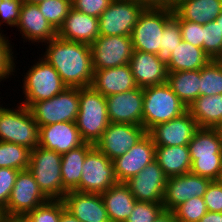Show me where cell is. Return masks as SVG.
<instances>
[{
  "label": "cell",
  "mask_w": 222,
  "mask_h": 222,
  "mask_svg": "<svg viewBox=\"0 0 222 222\" xmlns=\"http://www.w3.org/2000/svg\"><path fill=\"white\" fill-rule=\"evenodd\" d=\"M47 44L42 56L58 72L67 87L91 86L94 70L89 44L66 41L58 36Z\"/></svg>",
  "instance_id": "6da1fadb"
},
{
  "label": "cell",
  "mask_w": 222,
  "mask_h": 222,
  "mask_svg": "<svg viewBox=\"0 0 222 222\" xmlns=\"http://www.w3.org/2000/svg\"><path fill=\"white\" fill-rule=\"evenodd\" d=\"M190 172L218 181L222 170V140L214 128L199 127L188 144Z\"/></svg>",
  "instance_id": "7a4b0ae2"
},
{
  "label": "cell",
  "mask_w": 222,
  "mask_h": 222,
  "mask_svg": "<svg viewBox=\"0 0 222 222\" xmlns=\"http://www.w3.org/2000/svg\"><path fill=\"white\" fill-rule=\"evenodd\" d=\"M79 111L76 126L84 142L96 144L110 120L106 98L91 86L79 88Z\"/></svg>",
  "instance_id": "3957f363"
},
{
  "label": "cell",
  "mask_w": 222,
  "mask_h": 222,
  "mask_svg": "<svg viewBox=\"0 0 222 222\" xmlns=\"http://www.w3.org/2000/svg\"><path fill=\"white\" fill-rule=\"evenodd\" d=\"M187 111L188 108L167 83L143 88V127L147 132Z\"/></svg>",
  "instance_id": "277c9868"
},
{
  "label": "cell",
  "mask_w": 222,
  "mask_h": 222,
  "mask_svg": "<svg viewBox=\"0 0 222 222\" xmlns=\"http://www.w3.org/2000/svg\"><path fill=\"white\" fill-rule=\"evenodd\" d=\"M0 141L34 150L39 146V126L25 105L16 109L0 105Z\"/></svg>",
  "instance_id": "5b68a950"
},
{
  "label": "cell",
  "mask_w": 222,
  "mask_h": 222,
  "mask_svg": "<svg viewBox=\"0 0 222 222\" xmlns=\"http://www.w3.org/2000/svg\"><path fill=\"white\" fill-rule=\"evenodd\" d=\"M22 82L25 100L19 104L26 107L35 102L51 99L67 88L58 72L43 57L29 68Z\"/></svg>",
  "instance_id": "8992f818"
},
{
  "label": "cell",
  "mask_w": 222,
  "mask_h": 222,
  "mask_svg": "<svg viewBox=\"0 0 222 222\" xmlns=\"http://www.w3.org/2000/svg\"><path fill=\"white\" fill-rule=\"evenodd\" d=\"M172 16L171 8L146 7L130 35L133 50L157 55L162 47L164 26Z\"/></svg>",
  "instance_id": "52a82bcc"
},
{
  "label": "cell",
  "mask_w": 222,
  "mask_h": 222,
  "mask_svg": "<svg viewBox=\"0 0 222 222\" xmlns=\"http://www.w3.org/2000/svg\"><path fill=\"white\" fill-rule=\"evenodd\" d=\"M61 160L62 155L53 150L40 146L31 150L28 170L33 174L42 193L51 200L63 198Z\"/></svg>",
  "instance_id": "ba28073f"
},
{
  "label": "cell",
  "mask_w": 222,
  "mask_h": 222,
  "mask_svg": "<svg viewBox=\"0 0 222 222\" xmlns=\"http://www.w3.org/2000/svg\"><path fill=\"white\" fill-rule=\"evenodd\" d=\"M79 87H67L51 99L32 103L28 109L39 127L75 122L79 111Z\"/></svg>",
  "instance_id": "9c48e42d"
},
{
  "label": "cell",
  "mask_w": 222,
  "mask_h": 222,
  "mask_svg": "<svg viewBox=\"0 0 222 222\" xmlns=\"http://www.w3.org/2000/svg\"><path fill=\"white\" fill-rule=\"evenodd\" d=\"M146 6L136 0H112L98 17L102 36H130Z\"/></svg>",
  "instance_id": "30bf717a"
},
{
  "label": "cell",
  "mask_w": 222,
  "mask_h": 222,
  "mask_svg": "<svg viewBox=\"0 0 222 222\" xmlns=\"http://www.w3.org/2000/svg\"><path fill=\"white\" fill-rule=\"evenodd\" d=\"M93 70L129 64L133 54L131 36L100 35L91 45Z\"/></svg>",
  "instance_id": "8fae6325"
},
{
  "label": "cell",
  "mask_w": 222,
  "mask_h": 222,
  "mask_svg": "<svg viewBox=\"0 0 222 222\" xmlns=\"http://www.w3.org/2000/svg\"><path fill=\"white\" fill-rule=\"evenodd\" d=\"M117 182L112 161L94 147L82 166L80 192L101 194Z\"/></svg>",
  "instance_id": "7c38bea8"
},
{
  "label": "cell",
  "mask_w": 222,
  "mask_h": 222,
  "mask_svg": "<svg viewBox=\"0 0 222 222\" xmlns=\"http://www.w3.org/2000/svg\"><path fill=\"white\" fill-rule=\"evenodd\" d=\"M49 199L39 189L33 174L28 170L19 171L11 191L4 215H26Z\"/></svg>",
  "instance_id": "4fadbf2b"
},
{
  "label": "cell",
  "mask_w": 222,
  "mask_h": 222,
  "mask_svg": "<svg viewBox=\"0 0 222 222\" xmlns=\"http://www.w3.org/2000/svg\"><path fill=\"white\" fill-rule=\"evenodd\" d=\"M147 131L143 126L126 123H109L101 138L94 145L111 161L125 154Z\"/></svg>",
  "instance_id": "5bb4252c"
},
{
  "label": "cell",
  "mask_w": 222,
  "mask_h": 222,
  "mask_svg": "<svg viewBox=\"0 0 222 222\" xmlns=\"http://www.w3.org/2000/svg\"><path fill=\"white\" fill-rule=\"evenodd\" d=\"M168 177L156 160L125 183L137 201L162 203Z\"/></svg>",
  "instance_id": "9a60e30c"
},
{
  "label": "cell",
  "mask_w": 222,
  "mask_h": 222,
  "mask_svg": "<svg viewBox=\"0 0 222 222\" xmlns=\"http://www.w3.org/2000/svg\"><path fill=\"white\" fill-rule=\"evenodd\" d=\"M211 180L191 172L169 177L163 198L164 210L173 211L177 206L194 197H204Z\"/></svg>",
  "instance_id": "2e32d148"
},
{
  "label": "cell",
  "mask_w": 222,
  "mask_h": 222,
  "mask_svg": "<svg viewBox=\"0 0 222 222\" xmlns=\"http://www.w3.org/2000/svg\"><path fill=\"white\" fill-rule=\"evenodd\" d=\"M155 147L151 136L146 133L125 154L114 159L112 163L116 180L125 183L155 160Z\"/></svg>",
  "instance_id": "e0dca14e"
},
{
  "label": "cell",
  "mask_w": 222,
  "mask_h": 222,
  "mask_svg": "<svg viewBox=\"0 0 222 222\" xmlns=\"http://www.w3.org/2000/svg\"><path fill=\"white\" fill-rule=\"evenodd\" d=\"M110 123L143 126V88L105 97Z\"/></svg>",
  "instance_id": "ac0fdd59"
},
{
  "label": "cell",
  "mask_w": 222,
  "mask_h": 222,
  "mask_svg": "<svg viewBox=\"0 0 222 222\" xmlns=\"http://www.w3.org/2000/svg\"><path fill=\"white\" fill-rule=\"evenodd\" d=\"M198 128L197 122L187 111L175 119L157 124L147 133L155 146H184L189 144Z\"/></svg>",
  "instance_id": "d6986e66"
},
{
  "label": "cell",
  "mask_w": 222,
  "mask_h": 222,
  "mask_svg": "<svg viewBox=\"0 0 222 222\" xmlns=\"http://www.w3.org/2000/svg\"><path fill=\"white\" fill-rule=\"evenodd\" d=\"M61 200L65 210L81 222H110L101 194L70 191Z\"/></svg>",
  "instance_id": "ffe728a7"
},
{
  "label": "cell",
  "mask_w": 222,
  "mask_h": 222,
  "mask_svg": "<svg viewBox=\"0 0 222 222\" xmlns=\"http://www.w3.org/2000/svg\"><path fill=\"white\" fill-rule=\"evenodd\" d=\"M19 29L23 39L45 45L57 36V30L40 12L38 4L22 3L19 20L15 26ZM44 42V44H43Z\"/></svg>",
  "instance_id": "44dd1931"
},
{
  "label": "cell",
  "mask_w": 222,
  "mask_h": 222,
  "mask_svg": "<svg viewBox=\"0 0 222 222\" xmlns=\"http://www.w3.org/2000/svg\"><path fill=\"white\" fill-rule=\"evenodd\" d=\"M83 143L75 122H61L39 127V146L44 149L53 150L62 155Z\"/></svg>",
  "instance_id": "7402d4cb"
},
{
  "label": "cell",
  "mask_w": 222,
  "mask_h": 222,
  "mask_svg": "<svg viewBox=\"0 0 222 222\" xmlns=\"http://www.w3.org/2000/svg\"><path fill=\"white\" fill-rule=\"evenodd\" d=\"M129 65L137 87L167 83V67L156 54L133 51Z\"/></svg>",
  "instance_id": "603a6c76"
},
{
  "label": "cell",
  "mask_w": 222,
  "mask_h": 222,
  "mask_svg": "<svg viewBox=\"0 0 222 222\" xmlns=\"http://www.w3.org/2000/svg\"><path fill=\"white\" fill-rule=\"evenodd\" d=\"M57 36L66 41L91 45L100 36L98 18L71 8L57 30Z\"/></svg>",
  "instance_id": "cb8c5ba5"
},
{
  "label": "cell",
  "mask_w": 222,
  "mask_h": 222,
  "mask_svg": "<svg viewBox=\"0 0 222 222\" xmlns=\"http://www.w3.org/2000/svg\"><path fill=\"white\" fill-rule=\"evenodd\" d=\"M91 87L104 97L137 88L129 64L94 70Z\"/></svg>",
  "instance_id": "d4e9b609"
},
{
  "label": "cell",
  "mask_w": 222,
  "mask_h": 222,
  "mask_svg": "<svg viewBox=\"0 0 222 222\" xmlns=\"http://www.w3.org/2000/svg\"><path fill=\"white\" fill-rule=\"evenodd\" d=\"M101 197L110 222H125L137 201L124 182L115 183Z\"/></svg>",
  "instance_id": "484cf974"
},
{
  "label": "cell",
  "mask_w": 222,
  "mask_h": 222,
  "mask_svg": "<svg viewBox=\"0 0 222 222\" xmlns=\"http://www.w3.org/2000/svg\"><path fill=\"white\" fill-rule=\"evenodd\" d=\"M94 144L84 142L77 148L62 154L61 179L63 182V197L67 192H80V178L86 155L94 148Z\"/></svg>",
  "instance_id": "4316f807"
},
{
  "label": "cell",
  "mask_w": 222,
  "mask_h": 222,
  "mask_svg": "<svg viewBox=\"0 0 222 222\" xmlns=\"http://www.w3.org/2000/svg\"><path fill=\"white\" fill-rule=\"evenodd\" d=\"M173 13L179 20L204 25L222 13V0H181Z\"/></svg>",
  "instance_id": "83f0119b"
},
{
  "label": "cell",
  "mask_w": 222,
  "mask_h": 222,
  "mask_svg": "<svg viewBox=\"0 0 222 222\" xmlns=\"http://www.w3.org/2000/svg\"><path fill=\"white\" fill-rule=\"evenodd\" d=\"M155 160L168 178L183 175L191 170L188 145L156 146Z\"/></svg>",
  "instance_id": "f1b7e54d"
},
{
  "label": "cell",
  "mask_w": 222,
  "mask_h": 222,
  "mask_svg": "<svg viewBox=\"0 0 222 222\" xmlns=\"http://www.w3.org/2000/svg\"><path fill=\"white\" fill-rule=\"evenodd\" d=\"M210 60L203 48L195 47L182 40L172 51L166 67L168 72L194 71L203 68Z\"/></svg>",
  "instance_id": "f546056e"
},
{
  "label": "cell",
  "mask_w": 222,
  "mask_h": 222,
  "mask_svg": "<svg viewBox=\"0 0 222 222\" xmlns=\"http://www.w3.org/2000/svg\"><path fill=\"white\" fill-rule=\"evenodd\" d=\"M198 127L214 128L222 120V94L199 96L188 107Z\"/></svg>",
  "instance_id": "4dcf8cb0"
},
{
  "label": "cell",
  "mask_w": 222,
  "mask_h": 222,
  "mask_svg": "<svg viewBox=\"0 0 222 222\" xmlns=\"http://www.w3.org/2000/svg\"><path fill=\"white\" fill-rule=\"evenodd\" d=\"M167 84L188 108L200 96V70L168 72Z\"/></svg>",
  "instance_id": "1f68e13d"
},
{
  "label": "cell",
  "mask_w": 222,
  "mask_h": 222,
  "mask_svg": "<svg viewBox=\"0 0 222 222\" xmlns=\"http://www.w3.org/2000/svg\"><path fill=\"white\" fill-rule=\"evenodd\" d=\"M31 150L22 145L0 141V168H13L19 171L29 168Z\"/></svg>",
  "instance_id": "d6a6232c"
},
{
  "label": "cell",
  "mask_w": 222,
  "mask_h": 222,
  "mask_svg": "<svg viewBox=\"0 0 222 222\" xmlns=\"http://www.w3.org/2000/svg\"><path fill=\"white\" fill-rule=\"evenodd\" d=\"M222 94V62L210 60L200 69V96Z\"/></svg>",
  "instance_id": "836d02e7"
},
{
  "label": "cell",
  "mask_w": 222,
  "mask_h": 222,
  "mask_svg": "<svg viewBox=\"0 0 222 222\" xmlns=\"http://www.w3.org/2000/svg\"><path fill=\"white\" fill-rule=\"evenodd\" d=\"M182 41L180 20L173 16L166 22L162 36V47L157 53L158 58L167 65L171 59V53Z\"/></svg>",
  "instance_id": "e575fe53"
},
{
  "label": "cell",
  "mask_w": 222,
  "mask_h": 222,
  "mask_svg": "<svg viewBox=\"0 0 222 222\" xmlns=\"http://www.w3.org/2000/svg\"><path fill=\"white\" fill-rule=\"evenodd\" d=\"M203 50L211 60L222 55V30L214 19L202 25Z\"/></svg>",
  "instance_id": "d590c367"
},
{
  "label": "cell",
  "mask_w": 222,
  "mask_h": 222,
  "mask_svg": "<svg viewBox=\"0 0 222 222\" xmlns=\"http://www.w3.org/2000/svg\"><path fill=\"white\" fill-rule=\"evenodd\" d=\"M43 16L58 30L72 8L71 0H44L38 3Z\"/></svg>",
  "instance_id": "8d00e7d4"
},
{
  "label": "cell",
  "mask_w": 222,
  "mask_h": 222,
  "mask_svg": "<svg viewBox=\"0 0 222 222\" xmlns=\"http://www.w3.org/2000/svg\"><path fill=\"white\" fill-rule=\"evenodd\" d=\"M208 209L203 197H194L177 206L174 210L178 222H199Z\"/></svg>",
  "instance_id": "74e56055"
},
{
  "label": "cell",
  "mask_w": 222,
  "mask_h": 222,
  "mask_svg": "<svg viewBox=\"0 0 222 222\" xmlns=\"http://www.w3.org/2000/svg\"><path fill=\"white\" fill-rule=\"evenodd\" d=\"M65 209L62 200L49 199L44 204L29 211L25 216L30 222H59Z\"/></svg>",
  "instance_id": "f35d334b"
},
{
  "label": "cell",
  "mask_w": 222,
  "mask_h": 222,
  "mask_svg": "<svg viewBox=\"0 0 222 222\" xmlns=\"http://www.w3.org/2000/svg\"><path fill=\"white\" fill-rule=\"evenodd\" d=\"M163 210L162 203L136 201L134 209L125 222H154Z\"/></svg>",
  "instance_id": "ab89813d"
},
{
  "label": "cell",
  "mask_w": 222,
  "mask_h": 222,
  "mask_svg": "<svg viewBox=\"0 0 222 222\" xmlns=\"http://www.w3.org/2000/svg\"><path fill=\"white\" fill-rule=\"evenodd\" d=\"M0 32V82L9 78L15 72V59L12 52V44L9 43V38L5 37ZM8 38V39H6ZM13 54V55H12Z\"/></svg>",
  "instance_id": "60d3db41"
},
{
  "label": "cell",
  "mask_w": 222,
  "mask_h": 222,
  "mask_svg": "<svg viewBox=\"0 0 222 222\" xmlns=\"http://www.w3.org/2000/svg\"><path fill=\"white\" fill-rule=\"evenodd\" d=\"M18 173L19 170L13 168H0V210L2 211L7 206Z\"/></svg>",
  "instance_id": "b9f144b4"
},
{
  "label": "cell",
  "mask_w": 222,
  "mask_h": 222,
  "mask_svg": "<svg viewBox=\"0 0 222 222\" xmlns=\"http://www.w3.org/2000/svg\"><path fill=\"white\" fill-rule=\"evenodd\" d=\"M22 3V0H0V26L2 23L11 27L17 25Z\"/></svg>",
  "instance_id": "7bdbcfd3"
},
{
  "label": "cell",
  "mask_w": 222,
  "mask_h": 222,
  "mask_svg": "<svg viewBox=\"0 0 222 222\" xmlns=\"http://www.w3.org/2000/svg\"><path fill=\"white\" fill-rule=\"evenodd\" d=\"M112 0H71L72 8L98 18L107 9Z\"/></svg>",
  "instance_id": "ee69618b"
},
{
  "label": "cell",
  "mask_w": 222,
  "mask_h": 222,
  "mask_svg": "<svg viewBox=\"0 0 222 222\" xmlns=\"http://www.w3.org/2000/svg\"><path fill=\"white\" fill-rule=\"evenodd\" d=\"M180 28L182 40L195 47H203L202 25L191 21L180 20Z\"/></svg>",
  "instance_id": "f6af8a7d"
},
{
  "label": "cell",
  "mask_w": 222,
  "mask_h": 222,
  "mask_svg": "<svg viewBox=\"0 0 222 222\" xmlns=\"http://www.w3.org/2000/svg\"><path fill=\"white\" fill-rule=\"evenodd\" d=\"M203 198L208 211L222 213V184L219 181L210 182Z\"/></svg>",
  "instance_id": "bcb514c9"
},
{
  "label": "cell",
  "mask_w": 222,
  "mask_h": 222,
  "mask_svg": "<svg viewBox=\"0 0 222 222\" xmlns=\"http://www.w3.org/2000/svg\"><path fill=\"white\" fill-rule=\"evenodd\" d=\"M199 222H222V213L207 211Z\"/></svg>",
  "instance_id": "7dc6e473"
},
{
  "label": "cell",
  "mask_w": 222,
  "mask_h": 222,
  "mask_svg": "<svg viewBox=\"0 0 222 222\" xmlns=\"http://www.w3.org/2000/svg\"><path fill=\"white\" fill-rule=\"evenodd\" d=\"M154 222H178L175 219L173 211L163 210Z\"/></svg>",
  "instance_id": "c3c4849f"
},
{
  "label": "cell",
  "mask_w": 222,
  "mask_h": 222,
  "mask_svg": "<svg viewBox=\"0 0 222 222\" xmlns=\"http://www.w3.org/2000/svg\"><path fill=\"white\" fill-rule=\"evenodd\" d=\"M181 0H155V7L173 9Z\"/></svg>",
  "instance_id": "681fc988"
},
{
  "label": "cell",
  "mask_w": 222,
  "mask_h": 222,
  "mask_svg": "<svg viewBox=\"0 0 222 222\" xmlns=\"http://www.w3.org/2000/svg\"><path fill=\"white\" fill-rule=\"evenodd\" d=\"M2 222H30L25 215H4Z\"/></svg>",
  "instance_id": "f907efd6"
},
{
  "label": "cell",
  "mask_w": 222,
  "mask_h": 222,
  "mask_svg": "<svg viewBox=\"0 0 222 222\" xmlns=\"http://www.w3.org/2000/svg\"><path fill=\"white\" fill-rule=\"evenodd\" d=\"M59 222H81L74 215H71L67 210L61 212Z\"/></svg>",
  "instance_id": "816d5d0a"
},
{
  "label": "cell",
  "mask_w": 222,
  "mask_h": 222,
  "mask_svg": "<svg viewBox=\"0 0 222 222\" xmlns=\"http://www.w3.org/2000/svg\"><path fill=\"white\" fill-rule=\"evenodd\" d=\"M144 4L146 7H155V0H136Z\"/></svg>",
  "instance_id": "f5cc1de1"
},
{
  "label": "cell",
  "mask_w": 222,
  "mask_h": 222,
  "mask_svg": "<svg viewBox=\"0 0 222 222\" xmlns=\"http://www.w3.org/2000/svg\"><path fill=\"white\" fill-rule=\"evenodd\" d=\"M214 130L217 132L218 137L222 140V120L214 127Z\"/></svg>",
  "instance_id": "db71d44e"
},
{
  "label": "cell",
  "mask_w": 222,
  "mask_h": 222,
  "mask_svg": "<svg viewBox=\"0 0 222 222\" xmlns=\"http://www.w3.org/2000/svg\"><path fill=\"white\" fill-rule=\"evenodd\" d=\"M25 3H31V4H38L40 2H43L44 0H22Z\"/></svg>",
  "instance_id": "11a10c76"
},
{
  "label": "cell",
  "mask_w": 222,
  "mask_h": 222,
  "mask_svg": "<svg viewBox=\"0 0 222 222\" xmlns=\"http://www.w3.org/2000/svg\"><path fill=\"white\" fill-rule=\"evenodd\" d=\"M215 20L217 23H219L220 28L222 30V13Z\"/></svg>",
  "instance_id": "9f6ffc18"
},
{
  "label": "cell",
  "mask_w": 222,
  "mask_h": 222,
  "mask_svg": "<svg viewBox=\"0 0 222 222\" xmlns=\"http://www.w3.org/2000/svg\"><path fill=\"white\" fill-rule=\"evenodd\" d=\"M3 217H4V212L2 210H0V222L3 221Z\"/></svg>",
  "instance_id": "6f0895ef"
},
{
  "label": "cell",
  "mask_w": 222,
  "mask_h": 222,
  "mask_svg": "<svg viewBox=\"0 0 222 222\" xmlns=\"http://www.w3.org/2000/svg\"><path fill=\"white\" fill-rule=\"evenodd\" d=\"M218 181L222 184V170H221L220 177H219Z\"/></svg>",
  "instance_id": "680465c9"
},
{
  "label": "cell",
  "mask_w": 222,
  "mask_h": 222,
  "mask_svg": "<svg viewBox=\"0 0 222 222\" xmlns=\"http://www.w3.org/2000/svg\"><path fill=\"white\" fill-rule=\"evenodd\" d=\"M217 60L222 62V55Z\"/></svg>",
  "instance_id": "91938a15"
}]
</instances>
